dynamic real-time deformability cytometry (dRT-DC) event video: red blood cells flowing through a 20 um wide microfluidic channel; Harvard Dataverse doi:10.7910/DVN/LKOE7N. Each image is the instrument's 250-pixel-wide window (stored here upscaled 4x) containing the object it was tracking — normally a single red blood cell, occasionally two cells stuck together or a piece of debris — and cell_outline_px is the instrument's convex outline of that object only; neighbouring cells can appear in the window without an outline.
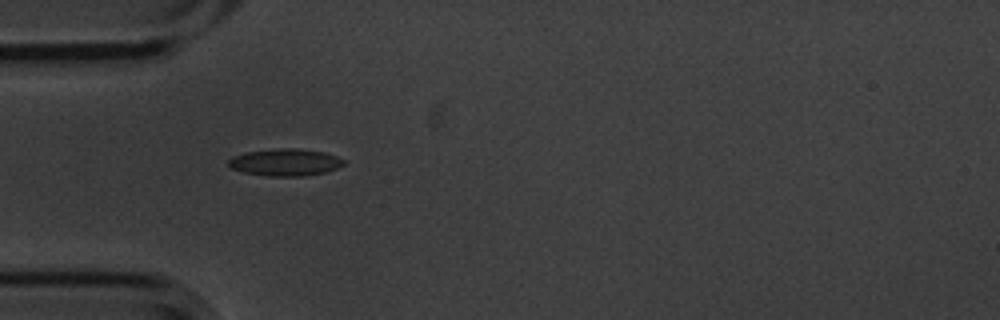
{"species": "common noctule bat (a hibernating species)", "species_latin": "Nyctalus noctula", "temperature_condition": "cold", "stored_images_in_passage": 6, "camera_frame_rate_fps": 3000, "um_per_image_px": 0.085, "animal": {"sex": "male", "body_mass_g": 20.1, "forearm_length_mm": 53.5}, "frame": {"image": 1, "passage_image": 5, "time_ms": 1.333, "image_size_px": [1000, 320], "cell_outline_px": [[344, 164], [336, 168], [324, 172], [304, 176], [268, 176], [244, 172], [232, 168], [228, 164], [228, 160], [232, 156], [248, 152], [276, 148], [296, 148], [324, 152], [336, 156], [344, 160]], "centroid_in_image_um": [24.23, 13.79], "position_along_channel_um": 60.8, "area_um2": 18.03}}
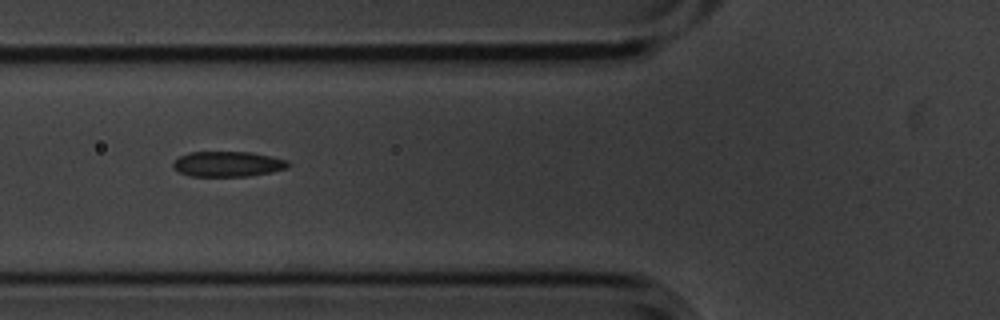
{"frame": {"image": 2, "passage_image": 6, "time_ms": 1.667, "image_size_px": [1000, 320], "cell_outline_px": [[292, 164], [288, 168], [272, 172], [248, 176], [188, 176], [172, 168], [172, 164], [180, 156], [188, 152], [252, 152], [272, 156], [288, 160]], "centroid_in_image_um": [19.4, 13.94], "position_along_channel_um": 106.4, "area_um2": 17.17}}